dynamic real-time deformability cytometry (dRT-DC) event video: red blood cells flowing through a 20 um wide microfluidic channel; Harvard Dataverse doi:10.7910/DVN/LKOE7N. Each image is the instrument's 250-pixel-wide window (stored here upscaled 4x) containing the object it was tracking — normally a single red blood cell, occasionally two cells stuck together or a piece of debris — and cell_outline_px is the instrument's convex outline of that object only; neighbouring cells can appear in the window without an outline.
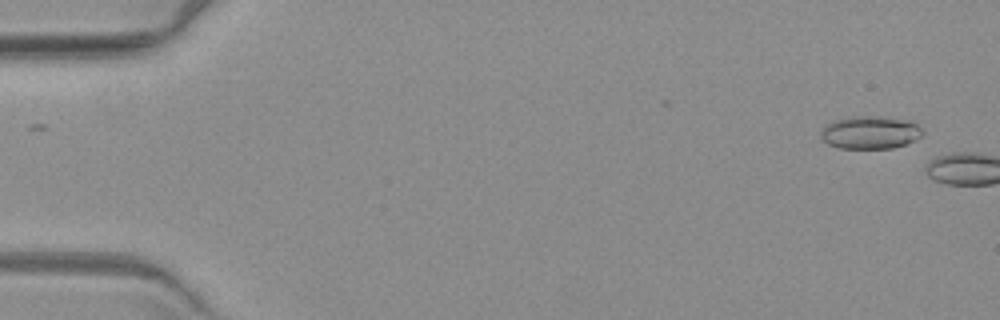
{"species": "common noctule bat (a hibernating species)", "species_latin": "Nyctalus noctula", "temperature_condition": "warm", "stored_images_in_passage": 2, "camera_frame_rate_fps": 3000, "um_per_image_px": 0.085, "animal": {"sex": "female", "body_mass_g": 19.3, "forearm_length_mm": 54.1}, "frame": {"image": 1, "passage_image": 2, "time_ms": 1.333, "image_size_px": [1000, 320], "cell_outline_px": [[924, 136], [916, 140], [892, 148], [840, 148], [828, 144], [820, 136], [820, 132], [828, 124], [836, 120], [852, 116], [880, 116], [912, 120], [924, 132]], "centroid_in_image_um": [74.02, 11.25], "position_along_channel_um": 11.0, "area_um2": 19.54}}